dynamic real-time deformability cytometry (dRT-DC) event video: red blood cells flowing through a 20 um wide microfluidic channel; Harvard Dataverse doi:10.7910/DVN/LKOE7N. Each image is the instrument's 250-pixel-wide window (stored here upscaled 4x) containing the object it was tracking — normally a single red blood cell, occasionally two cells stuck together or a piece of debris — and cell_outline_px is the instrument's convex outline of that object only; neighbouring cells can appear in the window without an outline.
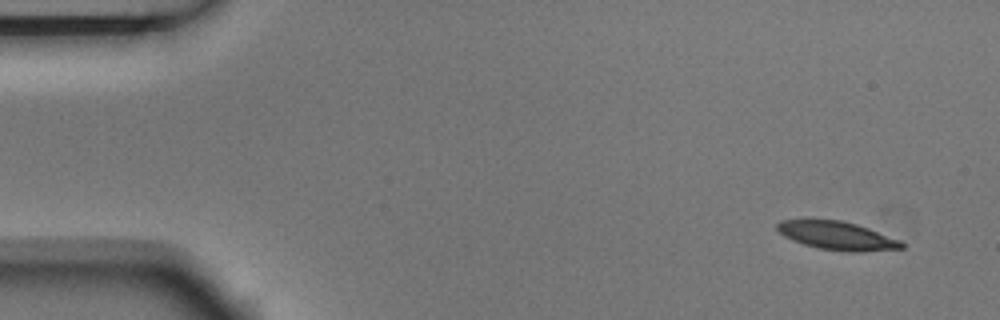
{"species": "Egyptian fruit bat (a non-hibernating species)", "species_latin": "Rousettus aegyptiacus", "temperature_condition": "room temperature", "stored_images_in_passage": 4, "camera_frame_rate_fps": 3000, "um_per_image_px": 0.085, "animal": {"sex": "male"}, "frame": {"image": 1, "passage_image": 1, "time_ms": 0.0, "image_size_px": [1000, 320], "cell_outline_px": [[904, 248], [864, 252], [848, 252], [820, 248], [804, 244], [792, 240], [784, 236], [776, 228], [776, 224], [780, 220], [840, 220], [856, 224], [868, 228], [900, 240], [904, 244]], "centroid_in_image_um": [71.17, 20.04], "position_along_channel_um": 13.8, "area_um2": 20.4}}